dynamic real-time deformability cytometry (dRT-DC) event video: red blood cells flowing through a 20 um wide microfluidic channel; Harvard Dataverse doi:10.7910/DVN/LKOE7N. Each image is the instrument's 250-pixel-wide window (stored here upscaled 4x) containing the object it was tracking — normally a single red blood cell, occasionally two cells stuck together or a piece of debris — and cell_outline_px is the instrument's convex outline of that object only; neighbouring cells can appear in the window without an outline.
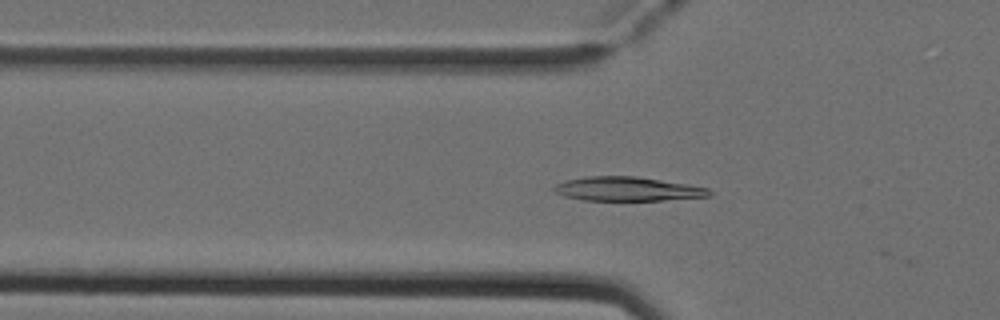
{"species": "Egyptian fruit bat (a non-hibernating species)", "species_latin": "Rousettus aegyptiacus", "temperature_condition": "cold", "stored_images_in_passage": 7, "camera_frame_rate_fps": 3000, "um_per_image_px": 0.085, "animal": {"sex": "female"}, "frame": {"image": 1, "passage_image": 6, "time_ms": 1.667, "image_size_px": [1000, 320], "cell_outline_px": [[712, 196], [664, 200], [584, 200], [564, 196], [556, 192], [552, 188], [556, 184], [564, 180], [588, 176], [636, 176], [688, 184], [708, 188], [712, 192]], "centroid_in_image_um": [53.34, 16.06], "position_along_channel_um": 72.5, "area_um2": 21.79}}